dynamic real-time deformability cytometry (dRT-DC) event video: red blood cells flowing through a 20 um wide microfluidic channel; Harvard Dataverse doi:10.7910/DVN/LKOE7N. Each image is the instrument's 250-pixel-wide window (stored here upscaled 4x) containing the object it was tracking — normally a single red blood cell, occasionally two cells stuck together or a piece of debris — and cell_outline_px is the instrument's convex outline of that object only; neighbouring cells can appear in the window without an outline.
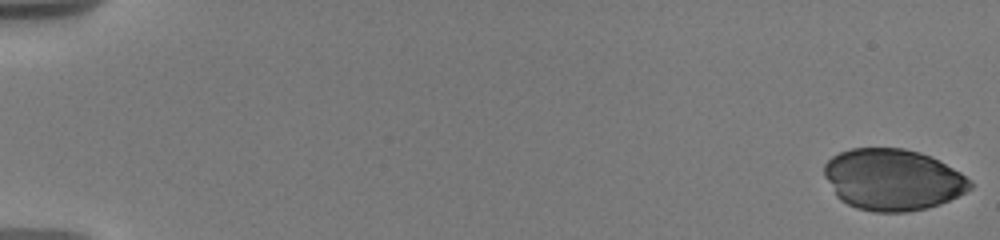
{"species": "human", "species_latin": "Homo sapiens", "temperature_condition": "warm", "stored_images_in_passage": 13, "camera_frame_rate_fps": 3000, "um_per_image_px": 0.085, "donor": {"sex": "male"}, "frame": {"image": 1, "passage_image": 1, "time_ms": 0.0, "image_size_px": [1000, 240], "cell_outline_px": [[972, 188], [940, 204], [908, 212], [872, 212], [856, 208], [840, 200], [836, 196], [824, 176], [824, 164], [832, 156], [840, 152], [852, 148], [904, 148], [920, 152], [960, 172], [972, 184]], "centroid_in_image_um": [75.82, 15.27], "position_along_channel_um": 9.2, "area_um2": 51.9}}
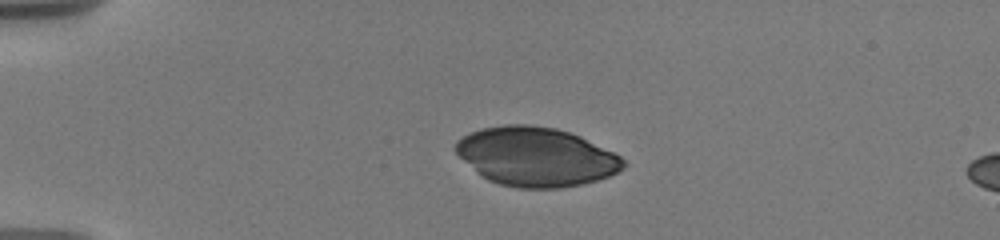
{"frame": {"image": 2, "passage_image": 10, "time_ms": 4.333, "image_size_px": [1000, 240], "cell_outline_px": [[628, 164], [624, 168], [608, 176], [596, 180], [580, 184], [556, 188], [516, 188], [500, 184], [488, 180], [476, 172], [452, 148], [456, 140], [472, 132], [484, 128], [504, 124], [528, 124], [556, 128], [580, 136], [620, 156]], "centroid_in_image_um": [45.54, 13.32], "position_along_channel_um": 39.5, "area_um2": 57.34}}